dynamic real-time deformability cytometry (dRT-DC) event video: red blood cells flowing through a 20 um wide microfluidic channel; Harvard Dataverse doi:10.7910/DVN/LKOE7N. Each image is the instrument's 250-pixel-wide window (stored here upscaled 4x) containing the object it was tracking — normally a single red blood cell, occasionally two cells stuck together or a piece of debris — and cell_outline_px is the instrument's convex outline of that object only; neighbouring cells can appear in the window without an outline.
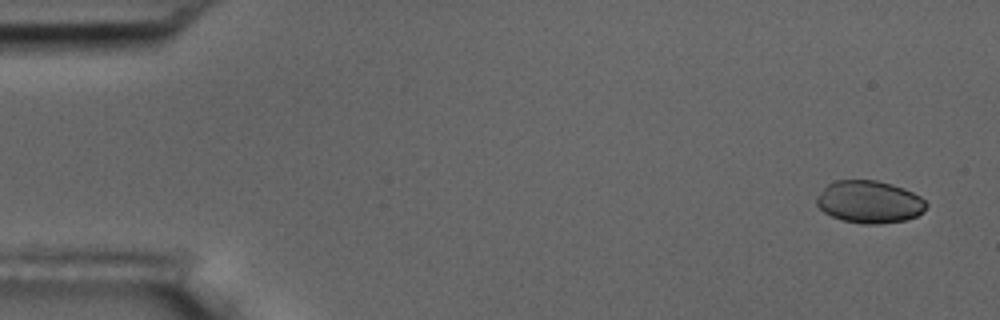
{"species": "common noctule bat (a hibernating species)", "species_latin": "Nyctalus noctula", "temperature_condition": "room temperature", "stored_images_in_passage": 5, "camera_frame_rate_fps": 3000, "um_per_image_px": 0.085, "animal": {"sex": "male", "body_mass_g": 17.5, "forearm_length_mm": 52.3}, "frame": {"image": 1, "passage_image": 1, "time_ms": 0.0, "image_size_px": [1000, 320], "cell_outline_px": [[928, 204], [924, 212], [916, 216], [904, 220], [880, 224], [864, 224], [844, 220], [832, 216], [824, 212], [816, 204], [816, 196], [828, 184], [836, 180], [876, 180], [892, 184], [904, 188], [920, 196]], "centroid_in_image_um": [73.91, 17.16], "position_along_channel_um": 11.1, "area_um2": 27.11}}
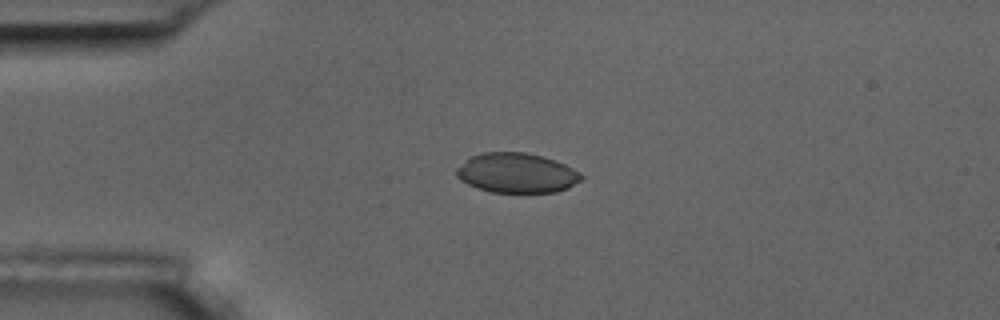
{"frame": {"image": 2, "passage_image": 4, "time_ms": 3.667, "image_size_px": [1000, 320], "cell_outline_px": [[584, 176], [580, 180], [568, 188], [556, 192], [492, 192], [476, 188], [460, 180], [456, 176], [456, 168], [472, 156], [480, 152], [524, 152], [556, 160], [580, 172]], "centroid_in_image_um": [43.91, 14.7], "position_along_channel_um": 41.1, "area_um2": 28.9}}